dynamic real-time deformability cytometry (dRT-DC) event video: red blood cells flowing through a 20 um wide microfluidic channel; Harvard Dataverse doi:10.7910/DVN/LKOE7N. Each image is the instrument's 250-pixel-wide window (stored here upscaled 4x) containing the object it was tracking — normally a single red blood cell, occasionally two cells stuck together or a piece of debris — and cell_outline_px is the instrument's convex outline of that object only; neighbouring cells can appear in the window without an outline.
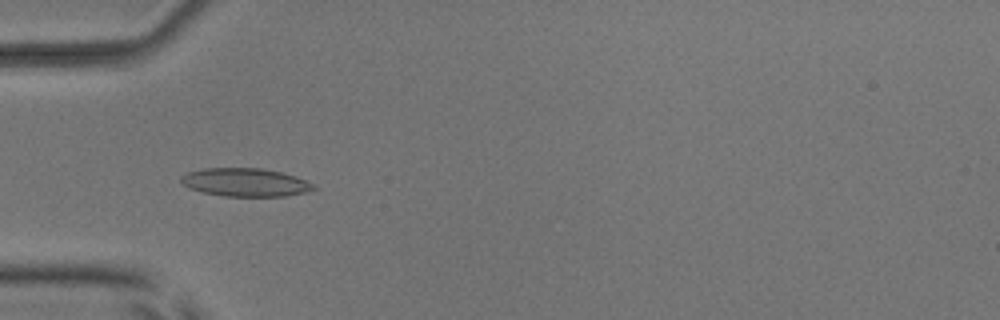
{"species": "common noctule bat (a hibernating species)", "species_latin": "Nyctalus noctula", "temperature_condition": "room temperature", "stored_images_in_passage": 53, "camera_frame_rate_fps": 3000, "um_per_image_px": 0.085, "animal": {"sex": "male", "body_mass_g": 17.9, "forearm_length_mm": 54.2}, "frame": {"image": 1, "passage_image": 17, "time_ms": 5.333, "image_size_px": [1000, 320], "cell_outline_px": [[316, 188], [304, 192], [284, 196], [224, 196], [204, 192], [188, 188], [180, 180], [180, 176], [188, 172], [204, 168], [260, 168], [280, 172], [304, 180], [312, 184]], "centroid_in_image_um": [20.79, 15.49], "position_along_channel_um": 64.2, "area_um2": 21.44}}
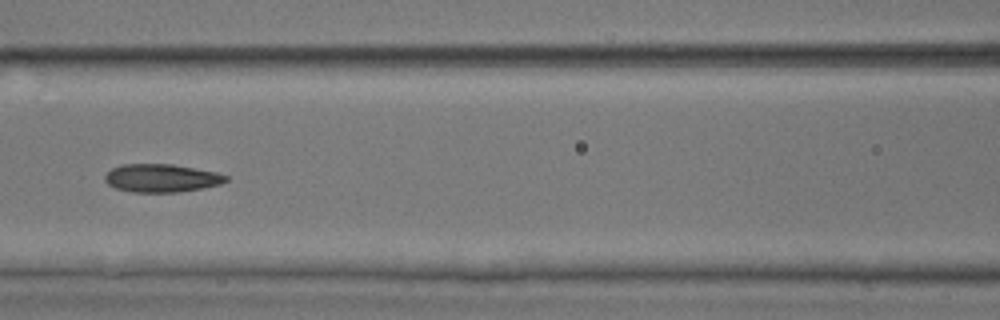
{"frame": {"image": 2, "passage_image": 24, "time_ms": 7.667, "image_size_px": [1000, 320], "cell_outline_px": [[228, 180], [220, 184], [204, 188], [180, 192], [132, 192], [116, 188], [108, 184], [104, 180], [104, 176], [112, 168], [124, 164], [172, 164], [216, 172], [228, 176]], "centroid_in_image_um": [13.73, 15.14], "position_along_channel_um": 152.9, "area_um2": 19.83}}
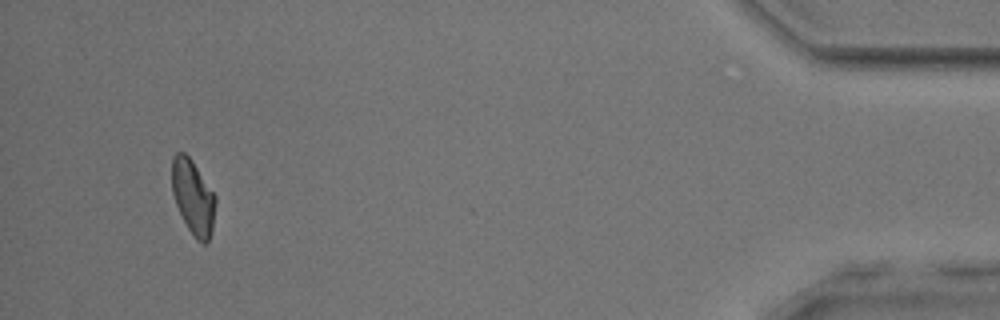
{"frame": {"image": 3, "passage_image": 50, "time_ms": 16.333, "image_size_px": [1000, 320], "cell_outline_px": [[216, 200], [212, 228], [208, 240], [204, 244], [196, 240], [188, 228], [176, 204], [172, 192], [172, 156], [176, 152], [184, 152], [192, 160], [216, 196]], "centroid_in_image_um": [16.4, 16.73], "position_along_channel_um": 418.8, "area_um2": 18.79}, "authors_computed_cell_mechanics": {"area_um2": 19.8254, "velocity_mm_per_s": 3.8914, "shape_relaxation_time_tau1_ms": null, "shape_relaxation_time_tau2_ms": 2.6122, "deformation_change_tau1": null, "deformation_change_tau2": 0.093}}